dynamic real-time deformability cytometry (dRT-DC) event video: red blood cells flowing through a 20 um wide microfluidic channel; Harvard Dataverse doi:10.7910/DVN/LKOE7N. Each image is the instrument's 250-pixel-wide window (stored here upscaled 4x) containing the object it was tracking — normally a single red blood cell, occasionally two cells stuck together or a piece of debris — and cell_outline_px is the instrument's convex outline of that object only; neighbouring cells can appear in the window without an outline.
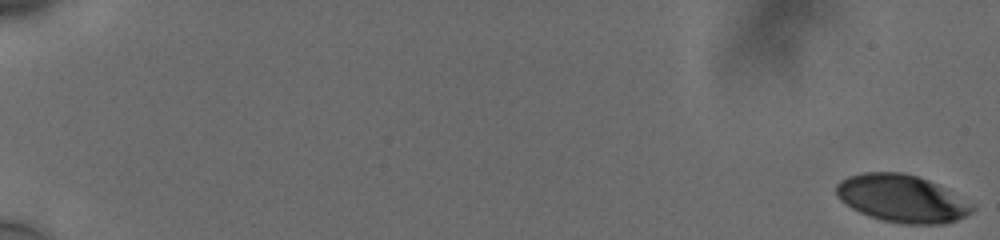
{"species": "human", "species_latin": "Homo sapiens", "temperature_condition": "cold", "stored_images_in_passage": 58, "camera_frame_rate_fps": 3000, "um_per_image_px": 0.085, "donor": {"sex": "male"}, "frame": {"image": 1, "passage_image": 1, "time_ms": 0.0, "image_size_px": [1000, 240], "cell_outline_px": [[976, 208], [972, 212], [956, 220], [944, 224], [908, 224], [884, 220], [860, 212], [852, 208], [840, 200], [836, 196], [836, 184], [840, 180], [848, 176], [864, 172], [904, 172], [928, 180], [976, 204]], "centroid_in_image_um": [76.68, 16.86], "position_along_channel_um": 8.3, "area_um2": 37.57}}
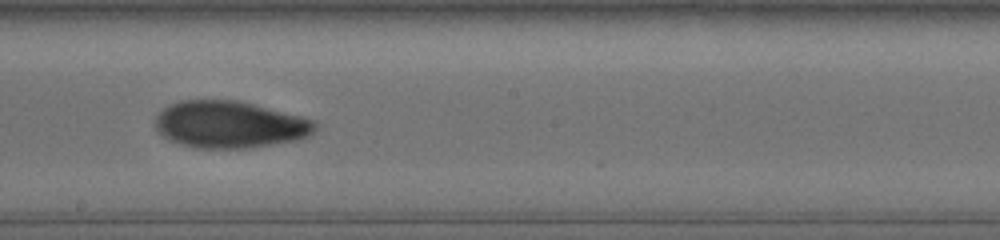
{"frame": {"image": 2, "passage_image": 36, "time_ms": 11.667, "image_size_px": [1000, 240], "cell_outline_px": [[316, 132], [300, 140], [248, 148], [196, 148], [180, 144], [168, 140], [156, 128], [156, 116], [164, 108], [180, 100], [236, 100], [316, 120]], "centroid_in_image_um": [19.55, 10.6], "position_along_channel_um": 228.6, "area_um2": 43.7}}
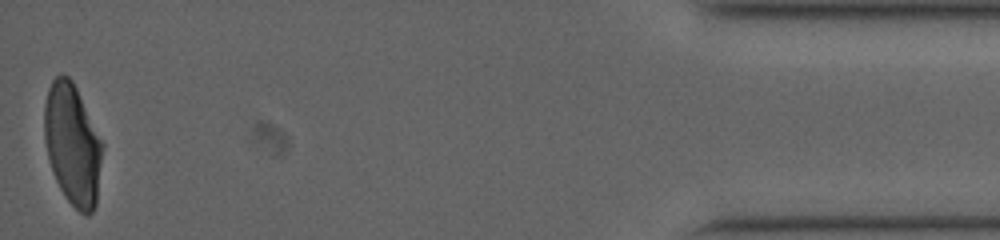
{"frame": {"image": 3, "passage_image": 58, "time_ms": 19.0, "image_size_px": [1000, 240], "cell_outline_px": [[104, 144], [96, 204], [92, 212], [88, 216], [80, 212], [64, 196], [52, 172], [48, 160], [44, 140], [44, 104], [48, 88], [52, 80], [60, 72], [68, 76], [72, 80]], "centroid_in_image_um": [6.15, 12.27], "position_along_channel_um": 429.0, "area_um2": 41.27}, "authors_computed_cell_mechanics": {"area_um2": 41.4715, "velocity_mm_per_s": 3.7589, "shape_relaxation_time_tau1_ms": 9.4889, "shape_relaxation_time_tau2_ms": 3.6258, "deformation_change_tau1": 0.2324, "deformation_change_tau2": 0.0737}}